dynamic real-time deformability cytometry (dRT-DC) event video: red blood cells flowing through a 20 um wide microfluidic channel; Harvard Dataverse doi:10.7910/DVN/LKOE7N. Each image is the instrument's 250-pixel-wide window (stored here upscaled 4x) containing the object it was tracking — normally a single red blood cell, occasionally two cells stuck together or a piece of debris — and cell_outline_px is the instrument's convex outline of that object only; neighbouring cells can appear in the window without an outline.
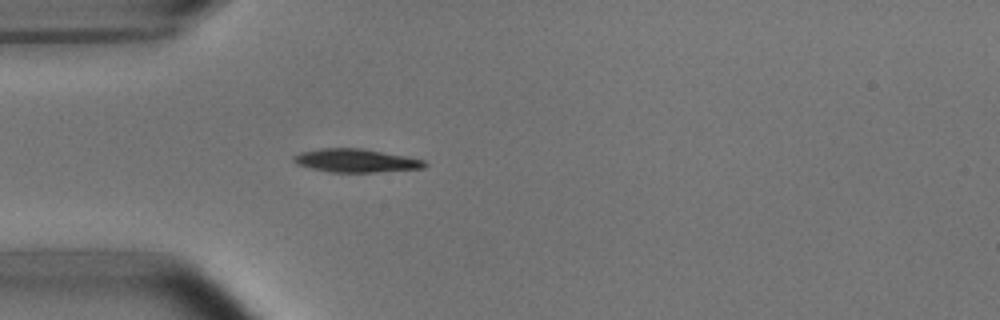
{"species": "common noctule bat (a hibernating species)", "species_latin": "Nyctalus noctula", "temperature_condition": "room temperature", "stored_images_in_passage": 39, "camera_frame_rate_fps": 3000, "um_per_image_px": 0.085, "animal": {"sex": "male", "body_mass_g": 15.6}, "frame": {"image": 1, "passage_image": 1, "time_ms": 0.0, "image_size_px": [1000, 320], "cell_outline_px": [[428, 164], [424, 168], [372, 172], [328, 172], [296, 164], [292, 160], [292, 156], [300, 152], [320, 148], [364, 148], [424, 160]], "centroid_in_image_um": [30.21, 13.64], "position_along_channel_um": 54.8, "area_um2": 17.8}}
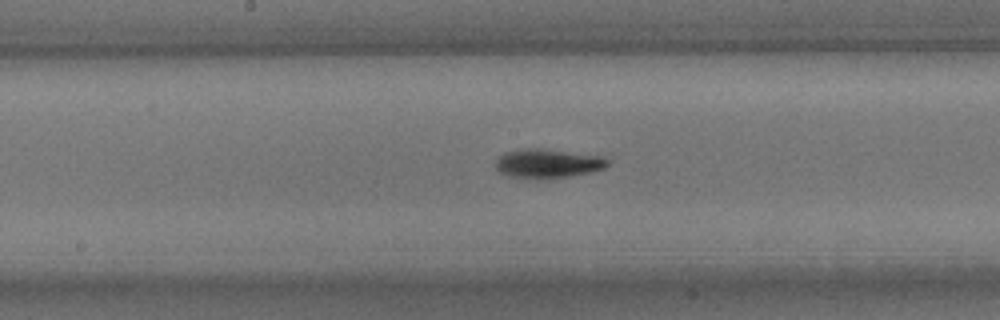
{"frame": {"image": 2, "passage_image": 13, "time_ms": 4.0, "image_size_px": [1000, 320], "cell_outline_px": [[608, 164], [604, 168], [592, 172], [572, 176], [548, 180], [540, 180], [512, 176], [500, 172], [496, 168], [496, 156], [504, 152], [524, 148], [540, 148], [604, 156], [608, 160]], "centroid_in_image_um": [46.56, 13.9], "position_along_channel_um": 201.6, "area_um2": 19.42}}
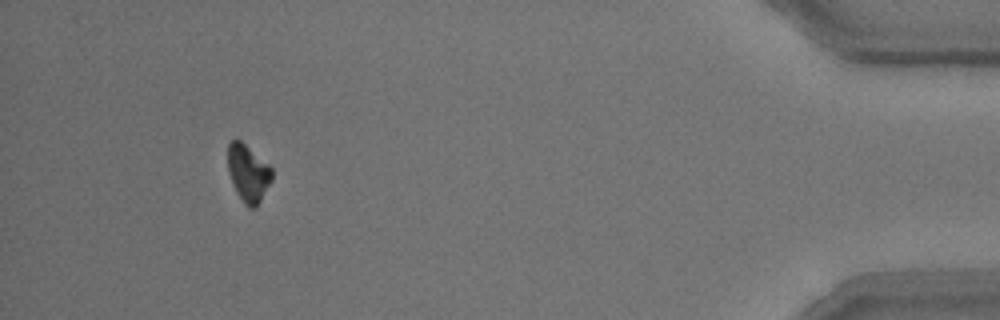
{"frame": {"image": 3, "passage_image": 35, "time_ms": 11.333, "image_size_px": [1000, 320], "cell_outline_px": [[272, 180], [256, 208], [248, 208], [244, 204], [236, 192], [232, 184], [228, 172], [228, 144], [232, 140], [240, 140], [268, 164], [272, 168]], "centroid_in_image_um": [21.08, 14.75], "position_along_channel_um": 414.1, "area_um2": 14.68}, "authors_computed_cell_mechanics": {"area_um2": 17.051, "velocity_mm_per_s": 3.7841, "shape_relaxation_time_tau1_ms": 2.0654, "shape_relaxation_time_tau2_ms": null, "deformation_change_tau1": 0.1146, "deformation_change_tau2": null}}